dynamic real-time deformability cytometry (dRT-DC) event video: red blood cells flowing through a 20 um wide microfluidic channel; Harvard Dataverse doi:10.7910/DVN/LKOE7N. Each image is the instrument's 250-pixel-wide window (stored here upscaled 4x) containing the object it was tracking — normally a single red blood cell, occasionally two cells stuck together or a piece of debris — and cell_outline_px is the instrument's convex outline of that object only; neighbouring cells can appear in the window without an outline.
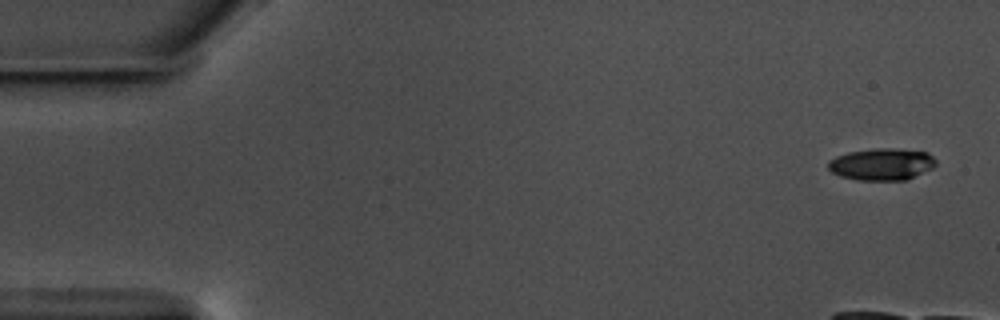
{"species": "common noctule bat (a hibernating species)", "species_latin": "Nyctalus noctula", "temperature_condition": "warm", "stored_images_in_passage": 11, "camera_frame_rate_fps": 3000, "um_per_image_px": 0.085, "animal": {"sex": "male", "body_mass_g": 17.5, "forearm_length_mm": 52.3}, "frame": {"image": 1, "passage_image": 1, "time_ms": 0.0, "image_size_px": [1000, 320], "cell_outline_px": [[936, 164], [932, 168], [904, 180], [856, 180], [840, 176], [832, 172], [828, 168], [828, 160], [836, 156], [848, 152], [876, 148], [892, 148], [928, 152], [936, 160]], "centroid_in_image_um": [74.92, 13.95], "position_along_channel_um": 10.1, "area_um2": 20.0}}